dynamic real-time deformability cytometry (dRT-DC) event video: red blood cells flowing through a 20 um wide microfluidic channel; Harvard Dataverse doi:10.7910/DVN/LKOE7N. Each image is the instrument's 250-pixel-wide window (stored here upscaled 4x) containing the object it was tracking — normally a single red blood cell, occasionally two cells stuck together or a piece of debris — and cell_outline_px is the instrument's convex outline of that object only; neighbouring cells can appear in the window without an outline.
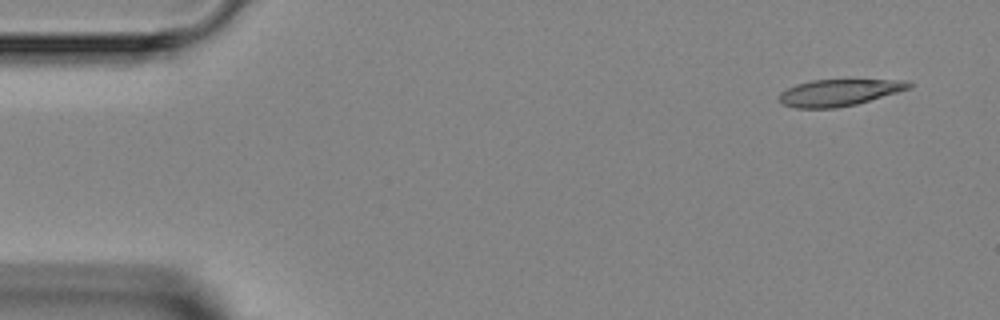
{"species": "Egyptian fruit bat (a non-hibernating species)", "species_latin": "Rousettus aegyptiacus", "temperature_condition": "room temperature", "stored_images_in_passage": 3, "camera_frame_rate_fps": 3000, "um_per_image_px": 0.085, "animal": {"sex": "female"}, "frame": {"image": 1, "passage_image": 1, "time_ms": 0.0, "image_size_px": [1000, 320], "cell_outline_px": [[912, 88], [856, 104], [836, 108], [796, 108], [784, 104], [780, 100], [780, 92], [796, 84], [812, 80], [908, 80], [912, 84]], "centroid_in_image_um": [71.34, 7.86], "position_along_channel_um": 13.7, "area_um2": 20.0}}
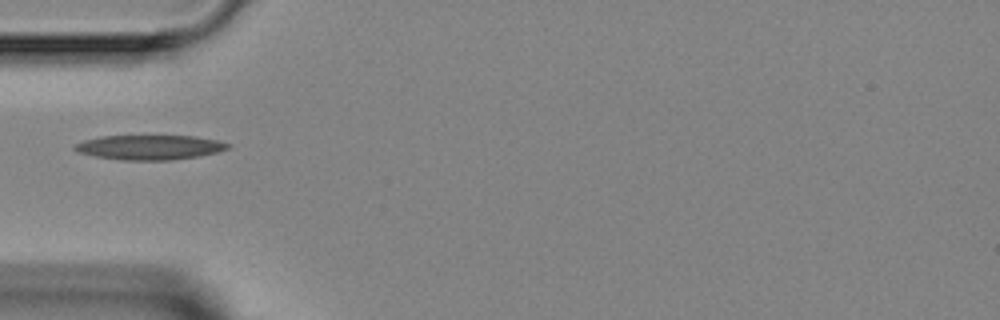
{"frame": {"image": 2, "passage_image": 3, "time_ms": 4.0, "image_size_px": [1000, 320], "cell_outline_px": [[232, 144], [228, 148], [216, 152], [200, 156], [172, 160], [120, 160], [96, 156], [80, 152], [72, 148], [76, 144], [84, 140], [100, 136], [196, 136], [216, 140]], "centroid_in_image_um": [12.74, 12.52], "position_along_channel_um": 72.3, "area_um2": 21.91}}